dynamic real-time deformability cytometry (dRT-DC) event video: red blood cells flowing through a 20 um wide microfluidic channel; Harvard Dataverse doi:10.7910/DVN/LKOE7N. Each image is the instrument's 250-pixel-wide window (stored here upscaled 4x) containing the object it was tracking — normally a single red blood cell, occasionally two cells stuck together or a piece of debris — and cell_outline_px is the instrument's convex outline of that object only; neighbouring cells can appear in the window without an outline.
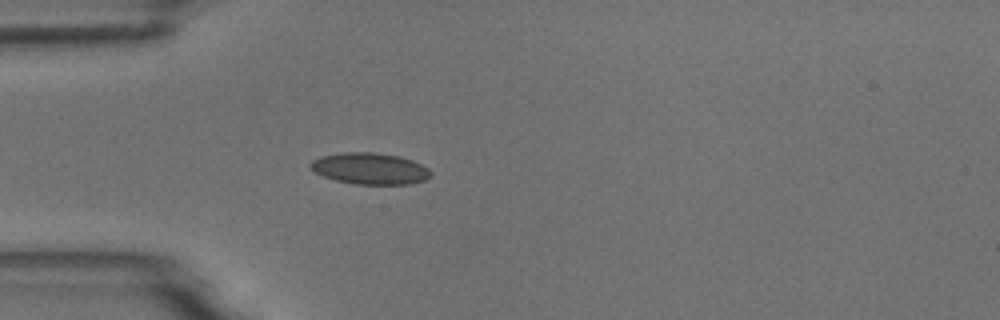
{"species": "common noctule bat (a hibernating species)", "species_latin": "Nyctalus noctula", "temperature_condition": "room temperature", "stored_images_in_passage": 4, "camera_frame_rate_fps": 3000, "um_per_image_px": 0.085, "animal": {"sex": "male", "body_mass_g": 18.8}, "frame": {"image": 1, "passage_image": 4, "time_ms": 4.667, "image_size_px": [1000, 320], "cell_outline_px": [[432, 176], [424, 180], [408, 184], [356, 184], [336, 180], [324, 176], [316, 172], [308, 164], [312, 160], [320, 156], [340, 152], [376, 152], [400, 156], [412, 160], [428, 168], [432, 172]], "centroid_in_image_um": [31.45, 14.31], "position_along_channel_um": 53.5, "area_um2": 22.08}}